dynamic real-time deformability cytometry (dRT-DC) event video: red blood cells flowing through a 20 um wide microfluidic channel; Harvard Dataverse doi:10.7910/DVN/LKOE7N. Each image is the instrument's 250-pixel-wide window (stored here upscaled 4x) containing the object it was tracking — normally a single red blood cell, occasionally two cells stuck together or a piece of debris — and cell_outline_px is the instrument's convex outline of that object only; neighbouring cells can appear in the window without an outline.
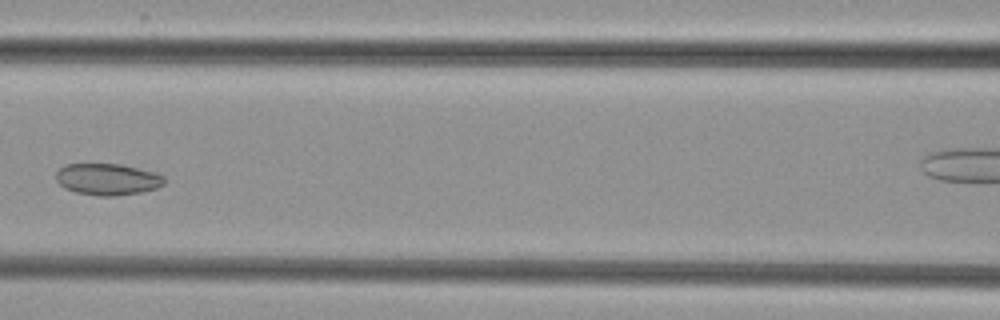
{"species": "common noctule bat (a hibernating species)", "species_latin": "Nyctalus noctula", "temperature_condition": "cold", "stored_images_in_passage": 6, "camera_frame_rate_fps": 3000, "um_per_image_px": 0.085, "animal": {"sex": "female", "body_mass_g": 29.2, "forearm_length_mm": 56.3}, "frame": {"image": 1, "passage_image": 4, "time_ms": 3.667, "image_size_px": [1000, 320], "cell_outline_px": [[164, 184], [156, 188], [140, 192], [116, 196], [100, 196], [76, 192], [64, 188], [56, 180], [56, 172], [64, 164], [120, 164], [156, 172], [164, 176]], "centroid_in_image_um": [9.13, 15.23], "position_along_channel_um": 157.5, "area_um2": 19.94}}
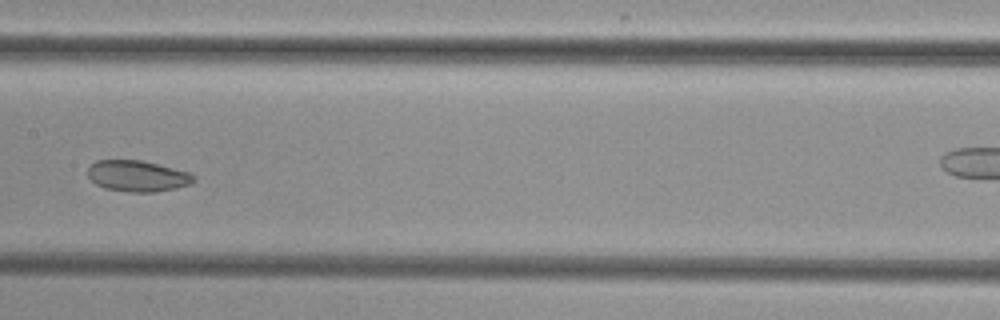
{"frame": {"image": 2, "passage_image": 5, "time_ms": 4.667, "image_size_px": [1000, 320], "cell_outline_px": [[196, 180], [188, 184], [176, 188], [152, 192], [128, 192], [104, 188], [96, 184], [88, 176], [88, 168], [96, 160], [140, 160], [192, 172], [196, 176]], "centroid_in_image_um": [11.71, 14.96], "position_along_channel_um": 195.7, "area_um2": 19.25}}